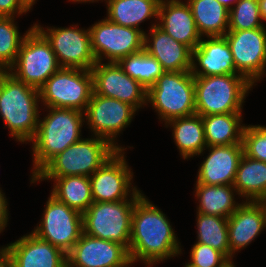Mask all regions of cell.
I'll use <instances>...</instances> for the list:
<instances>
[{
	"mask_svg": "<svg viewBox=\"0 0 266 267\" xmlns=\"http://www.w3.org/2000/svg\"><path fill=\"white\" fill-rule=\"evenodd\" d=\"M166 215L144 194L132 212L129 256L133 263L143 261L147 267L180 255L178 237Z\"/></svg>",
	"mask_w": 266,
	"mask_h": 267,
	"instance_id": "cell-1",
	"label": "cell"
},
{
	"mask_svg": "<svg viewBox=\"0 0 266 267\" xmlns=\"http://www.w3.org/2000/svg\"><path fill=\"white\" fill-rule=\"evenodd\" d=\"M39 102V89L0 71V115L17 141L31 142L36 136Z\"/></svg>",
	"mask_w": 266,
	"mask_h": 267,
	"instance_id": "cell-2",
	"label": "cell"
},
{
	"mask_svg": "<svg viewBox=\"0 0 266 267\" xmlns=\"http://www.w3.org/2000/svg\"><path fill=\"white\" fill-rule=\"evenodd\" d=\"M47 109V116L38 119V130L31 141L34 163L31 179L57 154L82 139L83 112L70 108Z\"/></svg>",
	"mask_w": 266,
	"mask_h": 267,
	"instance_id": "cell-3",
	"label": "cell"
},
{
	"mask_svg": "<svg viewBox=\"0 0 266 267\" xmlns=\"http://www.w3.org/2000/svg\"><path fill=\"white\" fill-rule=\"evenodd\" d=\"M195 111L200 116L242 113L243 102L254 86L241 74L194 76Z\"/></svg>",
	"mask_w": 266,
	"mask_h": 267,
	"instance_id": "cell-4",
	"label": "cell"
},
{
	"mask_svg": "<svg viewBox=\"0 0 266 267\" xmlns=\"http://www.w3.org/2000/svg\"><path fill=\"white\" fill-rule=\"evenodd\" d=\"M117 151L101 137L82 138L52 158L34 177H90Z\"/></svg>",
	"mask_w": 266,
	"mask_h": 267,
	"instance_id": "cell-5",
	"label": "cell"
},
{
	"mask_svg": "<svg viewBox=\"0 0 266 267\" xmlns=\"http://www.w3.org/2000/svg\"><path fill=\"white\" fill-rule=\"evenodd\" d=\"M148 103L165 123L195 114V86L191 71H165L147 90Z\"/></svg>",
	"mask_w": 266,
	"mask_h": 267,
	"instance_id": "cell-6",
	"label": "cell"
},
{
	"mask_svg": "<svg viewBox=\"0 0 266 267\" xmlns=\"http://www.w3.org/2000/svg\"><path fill=\"white\" fill-rule=\"evenodd\" d=\"M139 191L129 199L116 202H93L83 215V233L114 241L129 249L132 212L143 195Z\"/></svg>",
	"mask_w": 266,
	"mask_h": 267,
	"instance_id": "cell-7",
	"label": "cell"
},
{
	"mask_svg": "<svg viewBox=\"0 0 266 267\" xmlns=\"http://www.w3.org/2000/svg\"><path fill=\"white\" fill-rule=\"evenodd\" d=\"M60 68L49 41L33 25L26 31L17 59L8 72L17 80L39 89Z\"/></svg>",
	"mask_w": 266,
	"mask_h": 267,
	"instance_id": "cell-8",
	"label": "cell"
},
{
	"mask_svg": "<svg viewBox=\"0 0 266 267\" xmlns=\"http://www.w3.org/2000/svg\"><path fill=\"white\" fill-rule=\"evenodd\" d=\"M94 92L91 70L60 68L39 88L41 103L47 107L85 112Z\"/></svg>",
	"mask_w": 266,
	"mask_h": 267,
	"instance_id": "cell-9",
	"label": "cell"
},
{
	"mask_svg": "<svg viewBox=\"0 0 266 267\" xmlns=\"http://www.w3.org/2000/svg\"><path fill=\"white\" fill-rule=\"evenodd\" d=\"M41 220L32 233L66 254L83 233L82 213L60 202L51 194Z\"/></svg>",
	"mask_w": 266,
	"mask_h": 267,
	"instance_id": "cell-10",
	"label": "cell"
},
{
	"mask_svg": "<svg viewBox=\"0 0 266 267\" xmlns=\"http://www.w3.org/2000/svg\"><path fill=\"white\" fill-rule=\"evenodd\" d=\"M91 49L97 62L103 58L117 63L120 59L144 50V30L120 26L105 18L90 28Z\"/></svg>",
	"mask_w": 266,
	"mask_h": 267,
	"instance_id": "cell-11",
	"label": "cell"
},
{
	"mask_svg": "<svg viewBox=\"0 0 266 267\" xmlns=\"http://www.w3.org/2000/svg\"><path fill=\"white\" fill-rule=\"evenodd\" d=\"M49 41L61 68L91 70L97 63L91 49L90 30L72 27L55 28L33 24Z\"/></svg>",
	"mask_w": 266,
	"mask_h": 267,
	"instance_id": "cell-12",
	"label": "cell"
},
{
	"mask_svg": "<svg viewBox=\"0 0 266 267\" xmlns=\"http://www.w3.org/2000/svg\"><path fill=\"white\" fill-rule=\"evenodd\" d=\"M136 109L128 103L107 98L93 92L84 117L94 136L109 141L118 150H126L116 143V137L135 116Z\"/></svg>",
	"mask_w": 266,
	"mask_h": 267,
	"instance_id": "cell-13",
	"label": "cell"
},
{
	"mask_svg": "<svg viewBox=\"0 0 266 267\" xmlns=\"http://www.w3.org/2000/svg\"><path fill=\"white\" fill-rule=\"evenodd\" d=\"M224 37L230 46L236 71L253 85L260 81L266 69V26L227 31Z\"/></svg>",
	"mask_w": 266,
	"mask_h": 267,
	"instance_id": "cell-14",
	"label": "cell"
},
{
	"mask_svg": "<svg viewBox=\"0 0 266 267\" xmlns=\"http://www.w3.org/2000/svg\"><path fill=\"white\" fill-rule=\"evenodd\" d=\"M124 152L118 150L89 177L93 202L126 200L129 195H136L140 191L132 187L133 172Z\"/></svg>",
	"mask_w": 266,
	"mask_h": 267,
	"instance_id": "cell-15",
	"label": "cell"
},
{
	"mask_svg": "<svg viewBox=\"0 0 266 267\" xmlns=\"http://www.w3.org/2000/svg\"><path fill=\"white\" fill-rule=\"evenodd\" d=\"M91 72L95 94L128 103L136 110L147 105V89L125 73L118 63L97 62Z\"/></svg>",
	"mask_w": 266,
	"mask_h": 267,
	"instance_id": "cell-16",
	"label": "cell"
},
{
	"mask_svg": "<svg viewBox=\"0 0 266 267\" xmlns=\"http://www.w3.org/2000/svg\"><path fill=\"white\" fill-rule=\"evenodd\" d=\"M128 249L117 242L82 233L67 254V267H131Z\"/></svg>",
	"mask_w": 266,
	"mask_h": 267,
	"instance_id": "cell-17",
	"label": "cell"
},
{
	"mask_svg": "<svg viewBox=\"0 0 266 267\" xmlns=\"http://www.w3.org/2000/svg\"><path fill=\"white\" fill-rule=\"evenodd\" d=\"M4 248L14 267H67V254L32 232Z\"/></svg>",
	"mask_w": 266,
	"mask_h": 267,
	"instance_id": "cell-18",
	"label": "cell"
},
{
	"mask_svg": "<svg viewBox=\"0 0 266 267\" xmlns=\"http://www.w3.org/2000/svg\"><path fill=\"white\" fill-rule=\"evenodd\" d=\"M156 23L152 24L150 33H144V50L154 57L165 71H191L192 50L183 43L174 40Z\"/></svg>",
	"mask_w": 266,
	"mask_h": 267,
	"instance_id": "cell-19",
	"label": "cell"
},
{
	"mask_svg": "<svg viewBox=\"0 0 266 267\" xmlns=\"http://www.w3.org/2000/svg\"><path fill=\"white\" fill-rule=\"evenodd\" d=\"M209 154L201 163L196 183L233 185L239 162L244 154L243 144L209 146Z\"/></svg>",
	"mask_w": 266,
	"mask_h": 267,
	"instance_id": "cell-20",
	"label": "cell"
},
{
	"mask_svg": "<svg viewBox=\"0 0 266 267\" xmlns=\"http://www.w3.org/2000/svg\"><path fill=\"white\" fill-rule=\"evenodd\" d=\"M207 39H201L198 46L192 51V75L239 74L236 71L233 55L226 38L224 36H215L207 37Z\"/></svg>",
	"mask_w": 266,
	"mask_h": 267,
	"instance_id": "cell-21",
	"label": "cell"
},
{
	"mask_svg": "<svg viewBox=\"0 0 266 267\" xmlns=\"http://www.w3.org/2000/svg\"><path fill=\"white\" fill-rule=\"evenodd\" d=\"M158 20L157 25L163 31L174 40L188 46L192 51L202 39L187 2L184 3L181 0H164L160 2Z\"/></svg>",
	"mask_w": 266,
	"mask_h": 267,
	"instance_id": "cell-22",
	"label": "cell"
},
{
	"mask_svg": "<svg viewBox=\"0 0 266 267\" xmlns=\"http://www.w3.org/2000/svg\"><path fill=\"white\" fill-rule=\"evenodd\" d=\"M266 228L265 213L259 202L242 201L228 218L230 260L247 247Z\"/></svg>",
	"mask_w": 266,
	"mask_h": 267,
	"instance_id": "cell-23",
	"label": "cell"
},
{
	"mask_svg": "<svg viewBox=\"0 0 266 267\" xmlns=\"http://www.w3.org/2000/svg\"><path fill=\"white\" fill-rule=\"evenodd\" d=\"M173 128V139L183 159L201 155L207 147L202 116L193 114L174 118L165 123Z\"/></svg>",
	"mask_w": 266,
	"mask_h": 267,
	"instance_id": "cell-24",
	"label": "cell"
},
{
	"mask_svg": "<svg viewBox=\"0 0 266 267\" xmlns=\"http://www.w3.org/2000/svg\"><path fill=\"white\" fill-rule=\"evenodd\" d=\"M54 180V188L50 193L60 202L81 212L82 214L93 203L91 183L87 176H64V177H33L31 183L40 180Z\"/></svg>",
	"mask_w": 266,
	"mask_h": 267,
	"instance_id": "cell-25",
	"label": "cell"
},
{
	"mask_svg": "<svg viewBox=\"0 0 266 267\" xmlns=\"http://www.w3.org/2000/svg\"><path fill=\"white\" fill-rule=\"evenodd\" d=\"M241 114L225 113L202 116L207 147L242 144L245 125L242 124Z\"/></svg>",
	"mask_w": 266,
	"mask_h": 267,
	"instance_id": "cell-26",
	"label": "cell"
},
{
	"mask_svg": "<svg viewBox=\"0 0 266 267\" xmlns=\"http://www.w3.org/2000/svg\"><path fill=\"white\" fill-rule=\"evenodd\" d=\"M197 211L206 215L229 218L242 203H236L233 185H206L196 183ZM235 192V193H234Z\"/></svg>",
	"mask_w": 266,
	"mask_h": 267,
	"instance_id": "cell-27",
	"label": "cell"
},
{
	"mask_svg": "<svg viewBox=\"0 0 266 267\" xmlns=\"http://www.w3.org/2000/svg\"><path fill=\"white\" fill-rule=\"evenodd\" d=\"M159 3L158 0H109L106 18L120 26L141 30L143 21L158 19Z\"/></svg>",
	"mask_w": 266,
	"mask_h": 267,
	"instance_id": "cell-28",
	"label": "cell"
},
{
	"mask_svg": "<svg viewBox=\"0 0 266 267\" xmlns=\"http://www.w3.org/2000/svg\"><path fill=\"white\" fill-rule=\"evenodd\" d=\"M237 194L246 201L258 202L266 196V162L243 154L233 183Z\"/></svg>",
	"mask_w": 266,
	"mask_h": 267,
	"instance_id": "cell-29",
	"label": "cell"
},
{
	"mask_svg": "<svg viewBox=\"0 0 266 267\" xmlns=\"http://www.w3.org/2000/svg\"><path fill=\"white\" fill-rule=\"evenodd\" d=\"M198 32L204 37L224 36L229 26V10L217 0H187Z\"/></svg>",
	"mask_w": 266,
	"mask_h": 267,
	"instance_id": "cell-30",
	"label": "cell"
},
{
	"mask_svg": "<svg viewBox=\"0 0 266 267\" xmlns=\"http://www.w3.org/2000/svg\"><path fill=\"white\" fill-rule=\"evenodd\" d=\"M197 242L222 252L230 260L228 218L197 212Z\"/></svg>",
	"mask_w": 266,
	"mask_h": 267,
	"instance_id": "cell-31",
	"label": "cell"
},
{
	"mask_svg": "<svg viewBox=\"0 0 266 267\" xmlns=\"http://www.w3.org/2000/svg\"><path fill=\"white\" fill-rule=\"evenodd\" d=\"M117 63L125 73L140 82L147 90L165 72L161 64L145 50L126 56Z\"/></svg>",
	"mask_w": 266,
	"mask_h": 267,
	"instance_id": "cell-32",
	"label": "cell"
},
{
	"mask_svg": "<svg viewBox=\"0 0 266 267\" xmlns=\"http://www.w3.org/2000/svg\"><path fill=\"white\" fill-rule=\"evenodd\" d=\"M14 17H0V71H8L15 63L25 34L20 36Z\"/></svg>",
	"mask_w": 266,
	"mask_h": 267,
	"instance_id": "cell-33",
	"label": "cell"
},
{
	"mask_svg": "<svg viewBox=\"0 0 266 267\" xmlns=\"http://www.w3.org/2000/svg\"><path fill=\"white\" fill-rule=\"evenodd\" d=\"M264 26L258 0H239L229 10L228 31L251 30Z\"/></svg>",
	"mask_w": 266,
	"mask_h": 267,
	"instance_id": "cell-34",
	"label": "cell"
},
{
	"mask_svg": "<svg viewBox=\"0 0 266 267\" xmlns=\"http://www.w3.org/2000/svg\"><path fill=\"white\" fill-rule=\"evenodd\" d=\"M242 144L246 156L266 162V126H245Z\"/></svg>",
	"mask_w": 266,
	"mask_h": 267,
	"instance_id": "cell-35",
	"label": "cell"
},
{
	"mask_svg": "<svg viewBox=\"0 0 266 267\" xmlns=\"http://www.w3.org/2000/svg\"><path fill=\"white\" fill-rule=\"evenodd\" d=\"M189 261L197 267H223L230 260L211 246L195 243L191 249Z\"/></svg>",
	"mask_w": 266,
	"mask_h": 267,
	"instance_id": "cell-36",
	"label": "cell"
},
{
	"mask_svg": "<svg viewBox=\"0 0 266 267\" xmlns=\"http://www.w3.org/2000/svg\"><path fill=\"white\" fill-rule=\"evenodd\" d=\"M30 11L21 0H0V17H15Z\"/></svg>",
	"mask_w": 266,
	"mask_h": 267,
	"instance_id": "cell-37",
	"label": "cell"
},
{
	"mask_svg": "<svg viewBox=\"0 0 266 267\" xmlns=\"http://www.w3.org/2000/svg\"><path fill=\"white\" fill-rule=\"evenodd\" d=\"M6 196L2 192L0 188V233L7 227V222H8V202L6 201Z\"/></svg>",
	"mask_w": 266,
	"mask_h": 267,
	"instance_id": "cell-38",
	"label": "cell"
},
{
	"mask_svg": "<svg viewBox=\"0 0 266 267\" xmlns=\"http://www.w3.org/2000/svg\"><path fill=\"white\" fill-rule=\"evenodd\" d=\"M0 267H14L10 254L3 246L0 248Z\"/></svg>",
	"mask_w": 266,
	"mask_h": 267,
	"instance_id": "cell-39",
	"label": "cell"
},
{
	"mask_svg": "<svg viewBox=\"0 0 266 267\" xmlns=\"http://www.w3.org/2000/svg\"><path fill=\"white\" fill-rule=\"evenodd\" d=\"M258 1H259L261 19L263 21H266V0H258Z\"/></svg>",
	"mask_w": 266,
	"mask_h": 267,
	"instance_id": "cell-40",
	"label": "cell"
},
{
	"mask_svg": "<svg viewBox=\"0 0 266 267\" xmlns=\"http://www.w3.org/2000/svg\"><path fill=\"white\" fill-rule=\"evenodd\" d=\"M221 3L226 9L230 10L233 5H235L239 0H217Z\"/></svg>",
	"mask_w": 266,
	"mask_h": 267,
	"instance_id": "cell-41",
	"label": "cell"
},
{
	"mask_svg": "<svg viewBox=\"0 0 266 267\" xmlns=\"http://www.w3.org/2000/svg\"><path fill=\"white\" fill-rule=\"evenodd\" d=\"M25 6L30 10L35 4L36 0H21Z\"/></svg>",
	"mask_w": 266,
	"mask_h": 267,
	"instance_id": "cell-42",
	"label": "cell"
},
{
	"mask_svg": "<svg viewBox=\"0 0 266 267\" xmlns=\"http://www.w3.org/2000/svg\"><path fill=\"white\" fill-rule=\"evenodd\" d=\"M259 204L262 206L264 213H265V222H266V196L264 198H261L259 201Z\"/></svg>",
	"mask_w": 266,
	"mask_h": 267,
	"instance_id": "cell-43",
	"label": "cell"
},
{
	"mask_svg": "<svg viewBox=\"0 0 266 267\" xmlns=\"http://www.w3.org/2000/svg\"><path fill=\"white\" fill-rule=\"evenodd\" d=\"M69 1H73V2H75V3H76V2H78V3H79V2H80V3H84V2L86 3V2H89V3H90V2H96V1L98 2L99 0H69ZM100 1H101V0H100ZM102 1H103V0H102ZM104 1H105V3H108L109 0H104Z\"/></svg>",
	"mask_w": 266,
	"mask_h": 267,
	"instance_id": "cell-44",
	"label": "cell"
},
{
	"mask_svg": "<svg viewBox=\"0 0 266 267\" xmlns=\"http://www.w3.org/2000/svg\"><path fill=\"white\" fill-rule=\"evenodd\" d=\"M223 267H235L232 260H230L228 263H226Z\"/></svg>",
	"mask_w": 266,
	"mask_h": 267,
	"instance_id": "cell-45",
	"label": "cell"
},
{
	"mask_svg": "<svg viewBox=\"0 0 266 267\" xmlns=\"http://www.w3.org/2000/svg\"><path fill=\"white\" fill-rule=\"evenodd\" d=\"M184 267H197V266H195V265L191 264L190 262H188V263L185 264Z\"/></svg>",
	"mask_w": 266,
	"mask_h": 267,
	"instance_id": "cell-46",
	"label": "cell"
}]
</instances>
